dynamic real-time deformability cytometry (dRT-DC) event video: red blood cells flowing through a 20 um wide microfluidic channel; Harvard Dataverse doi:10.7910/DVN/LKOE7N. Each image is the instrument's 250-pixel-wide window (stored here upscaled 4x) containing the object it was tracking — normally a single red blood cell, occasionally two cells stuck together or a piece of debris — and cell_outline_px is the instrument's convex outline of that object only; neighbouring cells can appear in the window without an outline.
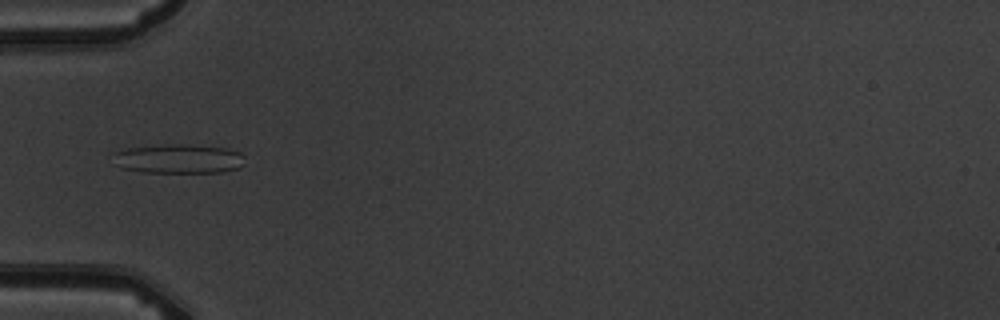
{"species": "common noctule bat (a hibernating species)", "species_latin": "Nyctalus noctula", "temperature_condition": "warm", "stored_images_in_passage": 5, "camera_frame_rate_fps": 3000, "um_per_image_px": 0.085, "animal": {"sex": "male", "body_mass_g": 19.5, "forearm_length_mm": 54.6}, "frame": {"image": 1, "passage_image": 5, "time_ms": 5.333, "image_size_px": [1000, 320], "cell_outline_px": [[244, 164], [240, 168], [220, 172], [144, 172], [124, 168], [112, 164], [108, 152], [128, 148], [172, 144], [184, 144], [228, 148], [240, 152], [244, 156]], "centroid_in_image_um": [15.11, 13.49], "position_along_channel_um": 69.9, "area_um2": 22.89}}